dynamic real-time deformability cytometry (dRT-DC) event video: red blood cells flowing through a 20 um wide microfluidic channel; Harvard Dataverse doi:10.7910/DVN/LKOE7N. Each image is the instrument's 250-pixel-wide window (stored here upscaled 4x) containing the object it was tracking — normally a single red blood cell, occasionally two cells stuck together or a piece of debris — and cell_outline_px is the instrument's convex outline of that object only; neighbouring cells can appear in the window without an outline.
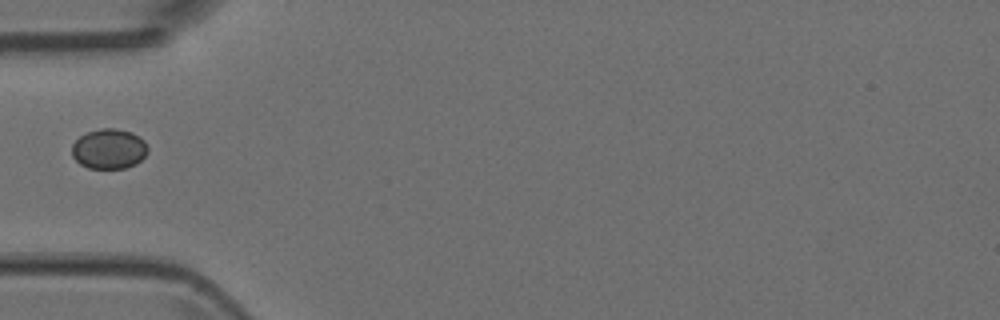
{"species": "Egyptian fruit bat (a non-hibernating species)", "species_latin": "Rousettus aegyptiacus", "temperature_condition": "room temperature", "stored_images_in_passage": 2, "camera_frame_rate_fps": 3000, "um_per_image_px": 0.085, "animal": {"sex": "female"}, "frame": {"image": 1, "passage_image": 1, "time_ms": 0.0, "image_size_px": [1000, 320], "cell_outline_px": [[148, 152], [136, 164], [124, 168], [88, 168], [80, 164], [72, 156], [72, 144], [80, 136], [88, 132], [100, 128], [112, 128], [132, 132], [140, 136], [144, 140], [148, 148]], "centroid_in_image_um": [9.27, 12.65], "position_along_channel_um": 75.7, "area_um2": 17.74}}
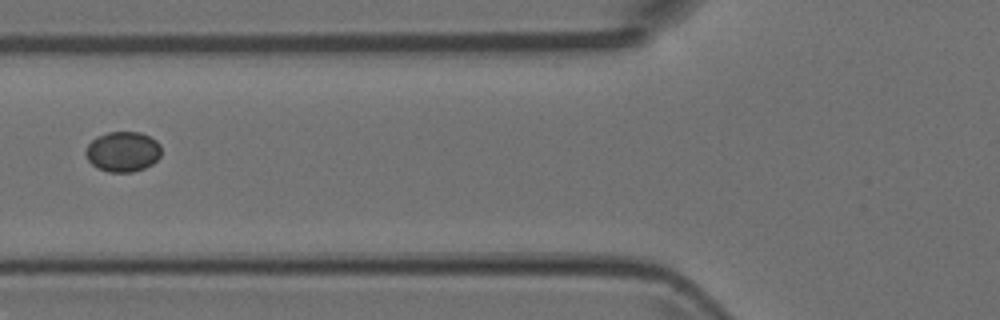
{"frame": {"image": 2, "passage_image": 2, "time_ms": 0.333, "image_size_px": [1000, 320], "cell_outline_px": [[160, 156], [152, 164], [144, 168], [132, 172], [108, 172], [96, 168], [88, 160], [84, 152], [88, 144], [96, 136], [108, 132], [140, 132], [156, 140], [160, 144]], "centroid_in_image_um": [10.42, 12.89], "position_along_channel_um": 115.4, "area_um2": 17.8}}